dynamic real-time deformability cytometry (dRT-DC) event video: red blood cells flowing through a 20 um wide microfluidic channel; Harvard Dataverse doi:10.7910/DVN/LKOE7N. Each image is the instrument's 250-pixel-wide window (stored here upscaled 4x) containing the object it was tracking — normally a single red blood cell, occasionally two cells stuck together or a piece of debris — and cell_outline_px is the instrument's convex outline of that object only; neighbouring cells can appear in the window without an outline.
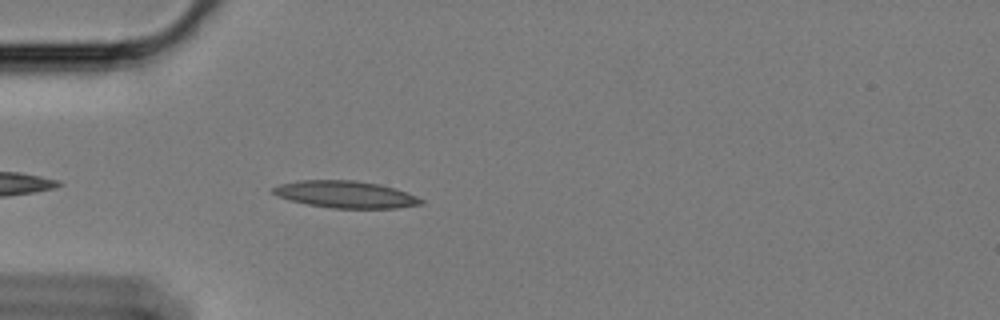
{"species": "Egyptian fruit bat (a non-hibernating species)", "species_latin": "Rousettus aegyptiacus", "temperature_condition": "cold", "stored_images_in_passage": 21, "camera_frame_rate_fps": 3000, "um_per_image_px": 0.085, "animal": {"sex": "female"}, "frame": {"image": 1, "passage_image": 4, "time_ms": 1.0, "image_size_px": [1000, 320], "cell_outline_px": [[424, 204], [400, 208], [332, 208], [308, 204], [276, 196], [272, 192], [272, 188], [280, 184], [300, 180], [352, 180], [380, 184], [416, 196], [424, 200]], "centroid_in_image_um": [29.38, 16.53], "position_along_channel_um": 55.6, "area_um2": 23.12}}
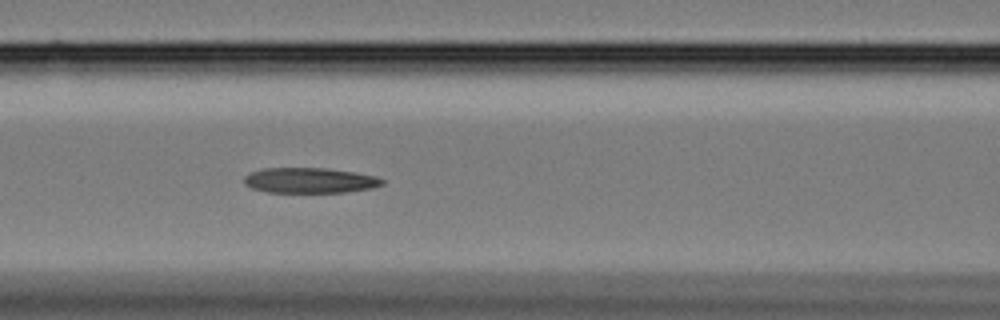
{"frame": {"image": 2, "passage_image": 12, "time_ms": 3.667, "image_size_px": [1000, 320], "cell_outline_px": [[384, 184], [372, 188], [344, 192], [268, 192], [252, 188], [244, 184], [244, 176], [252, 172], [264, 168], [324, 168], [356, 172], [376, 176], [384, 180]], "centroid_in_image_um": [26.34, 15.33], "position_along_channel_um": 140.3, "area_um2": 20.35}}
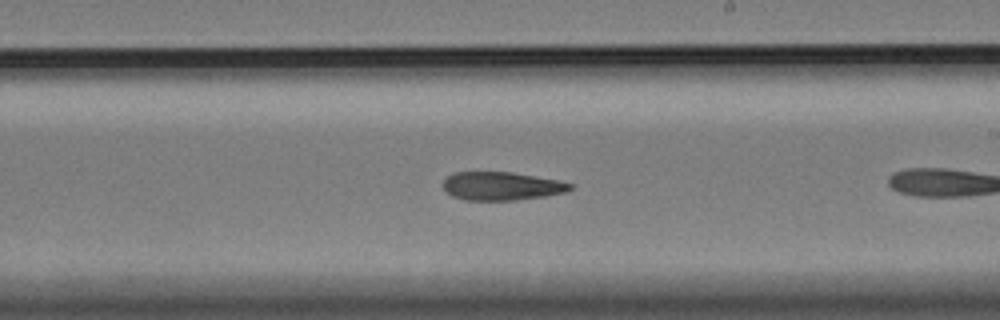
{"frame": {"image": 3, "passage_image": 18, "time_ms": 5.667, "image_size_px": [1000, 320], "cell_outline_px": [[572, 188], [568, 192], [544, 196], [516, 200], [464, 200], [452, 196], [440, 184], [444, 176], [456, 172], [512, 172], [556, 180], [572, 184]], "centroid_in_image_um": [42.57, 15.81], "position_along_channel_um": 246.4, "area_um2": 21.1}}